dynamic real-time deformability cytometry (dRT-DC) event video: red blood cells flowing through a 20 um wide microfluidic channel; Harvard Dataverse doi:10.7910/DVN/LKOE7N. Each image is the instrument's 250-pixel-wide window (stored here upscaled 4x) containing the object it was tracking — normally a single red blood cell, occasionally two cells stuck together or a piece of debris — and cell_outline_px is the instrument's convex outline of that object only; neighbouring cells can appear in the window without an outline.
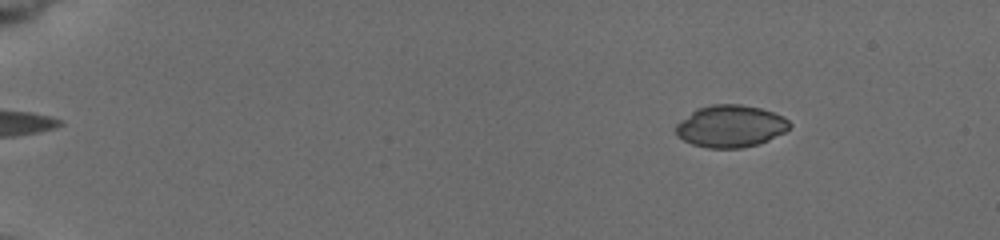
{"species": "common noctule bat (a hibernating species)", "species_latin": "Nyctalus noctula", "temperature_condition": "cold", "stored_images_in_passage": 13, "camera_frame_rate_fps": 3000, "um_per_image_px": 0.085, "animal": {"sex": "female", "body_mass_g": 19.5, "forearm_length_mm": 54.1}, "frame": {"image": 1, "passage_image": 3, "time_ms": 2.0, "image_size_px": [1000, 240], "cell_outline_px": [[792, 124], [784, 132], [768, 140], [756, 144], [740, 148], [708, 148], [692, 144], [676, 136], [676, 124], [696, 108], [712, 104], [740, 104], [760, 108], [784, 116]], "centroid_in_image_um": [62.08, 10.72], "position_along_channel_um": 22.9, "area_um2": 27.86}}
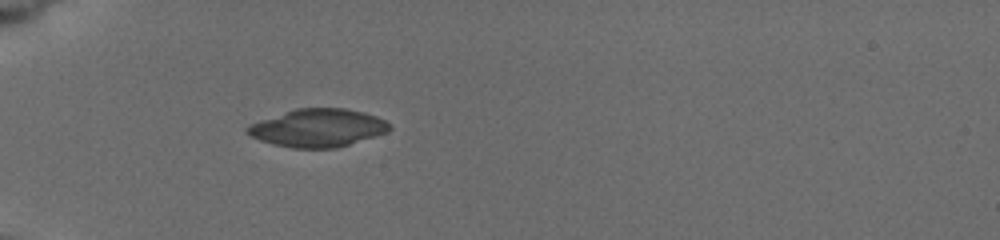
{"frame": {"image": 2, "passage_image": 10, "time_ms": 5.667, "image_size_px": [1000, 240], "cell_outline_px": [[392, 128], [388, 132], [336, 148], [292, 148], [260, 140], [244, 132], [244, 128], [260, 120], [296, 108], [344, 108], [364, 112], [376, 116], [384, 120]], "centroid_in_image_um": [27.02, 10.87], "position_along_channel_um": 58.0, "area_um2": 31.21}}
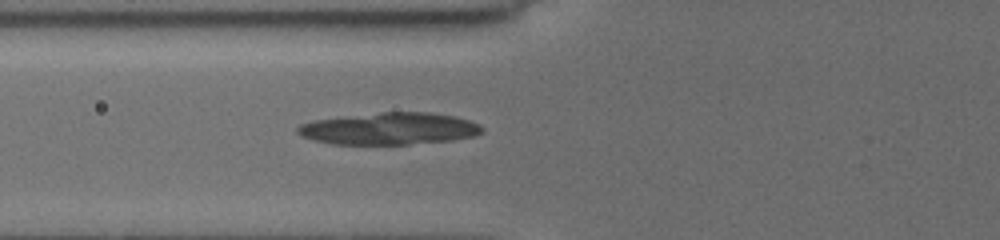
{"frame": {"image": 3, "passage_image": 13, "time_ms": 7.0, "image_size_px": [1000, 240], "cell_outline_px": [[484, 132], [472, 136], [452, 140], [408, 144], [332, 144], [312, 140], [300, 136], [296, 132], [296, 128], [300, 124], [312, 120], [380, 112], [428, 112], [456, 116], [480, 124], [484, 128]], "centroid_in_image_um": [33.07, 10.93], "position_along_channel_um": 92.7, "area_um2": 34.56}}